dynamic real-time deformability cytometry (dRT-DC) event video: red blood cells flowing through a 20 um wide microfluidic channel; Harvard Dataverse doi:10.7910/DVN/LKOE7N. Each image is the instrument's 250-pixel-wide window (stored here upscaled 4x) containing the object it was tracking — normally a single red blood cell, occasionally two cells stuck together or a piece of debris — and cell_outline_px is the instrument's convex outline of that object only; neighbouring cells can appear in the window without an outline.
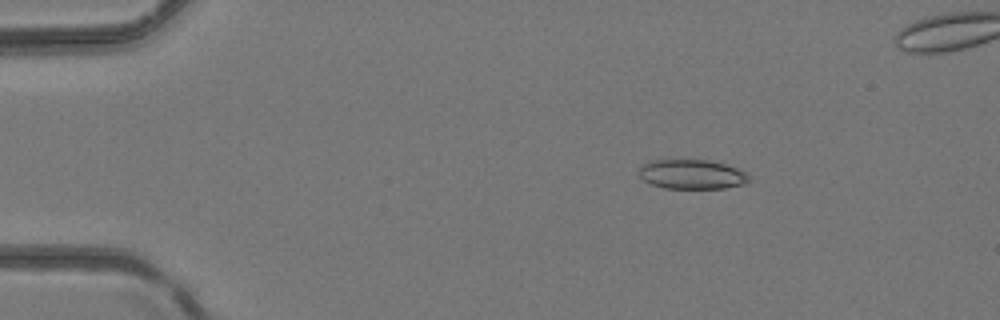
{"species": "common noctule bat (a hibernating species)", "species_latin": "Nyctalus noctula", "temperature_condition": "room temperature", "stored_images_in_passage": 6, "camera_frame_rate_fps": 3000, "um_per_image_px": 0.085, "animal": {"sex": "female", "body_mass_g": 24.6, "forearm_length_mm": 56.2}, "frame": {"image": 1, "passage_image": 2, "time_ms": 0.333, "image_size_px": [1000, 320], "cell_outline_px": [[752, 180], [744, 184], [724, 188], [664, 188], [652, 184], [644, 180], [640, 176], [640, 164], [648, 160], [708, 160], [724, 164], [736, 168], [744, 172]], "centroid_in_image_um": [58.79, 14.81], "position_along_channel_um": 26.2, "area_um2": 18.84}}
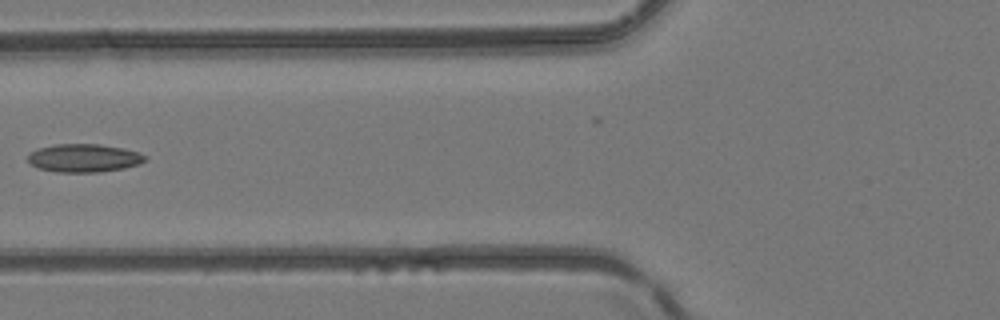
{"frame": {"image": 2, "passage_image": 5, "time_ms": 1.333, "image_size_px": [1000, 320], "cell_outline_px": [[148, 160], [124, 168], [100, 172], [56, 172], [36, 168], [28, 160], [28, 152], [40, 148], [56, 144], [100, 144], [124, 148], [148, 156]], "centroid_in_image_um": [7.13, 13.43], "position_along_channel_um": 118.7, "area_um2": 19.31}}